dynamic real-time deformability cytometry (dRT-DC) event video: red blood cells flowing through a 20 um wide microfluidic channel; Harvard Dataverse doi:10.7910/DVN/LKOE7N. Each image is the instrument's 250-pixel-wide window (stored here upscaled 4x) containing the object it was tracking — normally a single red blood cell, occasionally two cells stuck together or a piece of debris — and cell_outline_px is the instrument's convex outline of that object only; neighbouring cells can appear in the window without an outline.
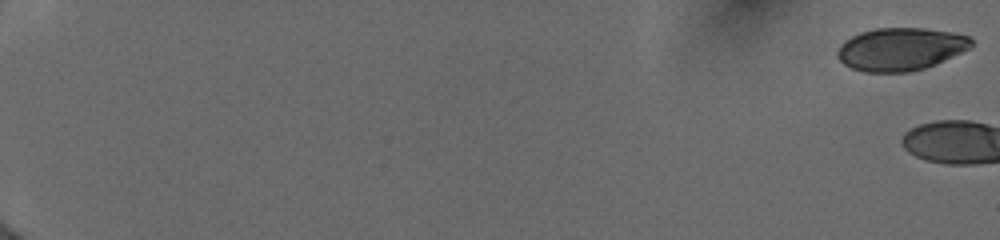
{"species": "human", "species_latin": "Homo sapiens", "temperature_condition": "cold", "stored_images_in_passage": 3, "camera_frame_rate_fps": 3000, "um_per_image_px": 0.085, "donor": {"sex": "female"}, "frame": {"image": 1, "passage_image": 1, "time_ms": 0.0, "image_size_px": [1000, 240], "cell_outline_px": [[972, 48], [936, 64], [924, 68], [908, 72], [864, 72], [852, 68], [844, 64], [836, 56], [836, 52], [840, 44], [844, 40], [860, 32], [876, 28], [924, 28], [952, 32], [972, 36]], "centroid_in_image_um": [76.56, 4.17], "position_along_channel_um": 8.4, "area_um2": 33.7}}